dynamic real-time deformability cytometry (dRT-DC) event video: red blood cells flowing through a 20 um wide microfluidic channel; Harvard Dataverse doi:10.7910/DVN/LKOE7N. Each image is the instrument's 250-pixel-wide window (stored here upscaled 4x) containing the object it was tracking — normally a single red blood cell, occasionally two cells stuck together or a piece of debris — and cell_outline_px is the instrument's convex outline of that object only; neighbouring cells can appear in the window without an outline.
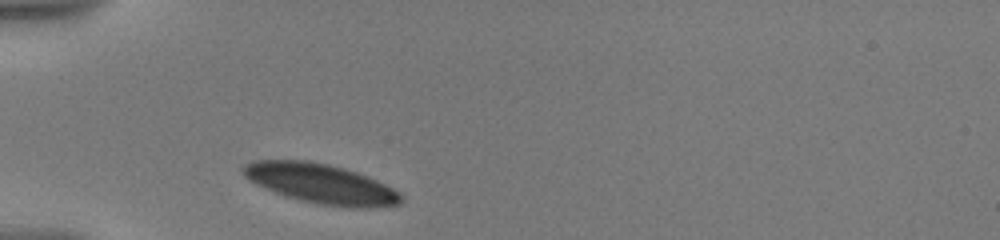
{"species": "human", "species_latin": "Homo sapiens", "temperature_condition": "warm", "stored_images_in_passage": 9, "camera_frame_rate_fps": 3000, "um_per_image_px": 0.085, "donor": {"sex": "male"}, "frame": {"image": 1, "passage_image": 1, "time_ms": 0.0, "image_size_px": [1000, 240], "cell_outline_px": [[404, 200], [400, 204], [384, 208], [348, 208], [316, 204], [300, 200], [276, 192], [256, 184], [248, 180], [240, 172], [240, 168], [244, 164], [252, 160], [308, 160], [328, 164], [344, 168], [368, 176], [392, 188], [404, 196]], "centroid_in_image_um": [27.29, 15.62], "position_along_channel_um": 57.7, "area_um2": 37.05}}
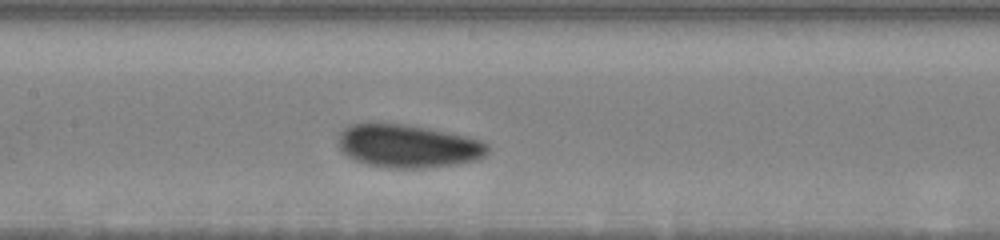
{"frame": {"image": 2, "passage_image": 6, "time_ms": 3.667, "image_size_px": [1000, 240], "cell_outline_px": [[488, 152], [484, 156], [476, 160], [452, 164], [424, 168], [384, 168], [364, 164], [352, 160], [340, 148], [340, 132], [348, 124], [400, 124], [424, 128], [464, 136], [480, 140], [488, 144]], "centroid_in_image_um": [34.65, 12.44], "position_along_channel_um": 172.8, "area_um2": 37.05}}
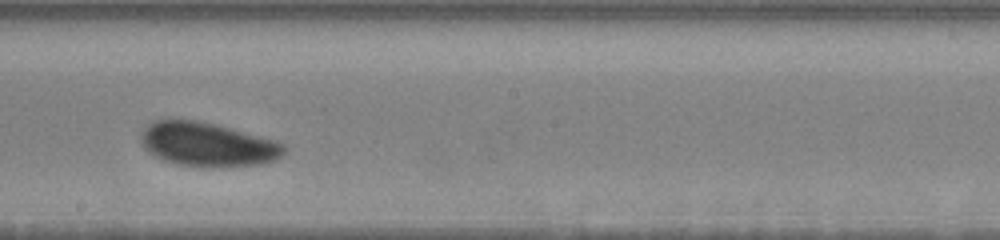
{"frame": {"image": 3, "passage_image": 8, "time_ms": 5.333, "image_size_px": [1000, 240], "cell_outline_px": [[288, 148], [276, 160], [260, 164], [220, 168], [200, 168], [180, 164], [164, 160], [148, 152], [140, 144], [140, 132], [152, 120], [168, 116], [196, 120], [216, 124], [276, 140], [284, 144]], "centroid_in_image_um": [17.59, 12.25], "position_along_channel_um": 230.6, "area_um2": 37.92}}